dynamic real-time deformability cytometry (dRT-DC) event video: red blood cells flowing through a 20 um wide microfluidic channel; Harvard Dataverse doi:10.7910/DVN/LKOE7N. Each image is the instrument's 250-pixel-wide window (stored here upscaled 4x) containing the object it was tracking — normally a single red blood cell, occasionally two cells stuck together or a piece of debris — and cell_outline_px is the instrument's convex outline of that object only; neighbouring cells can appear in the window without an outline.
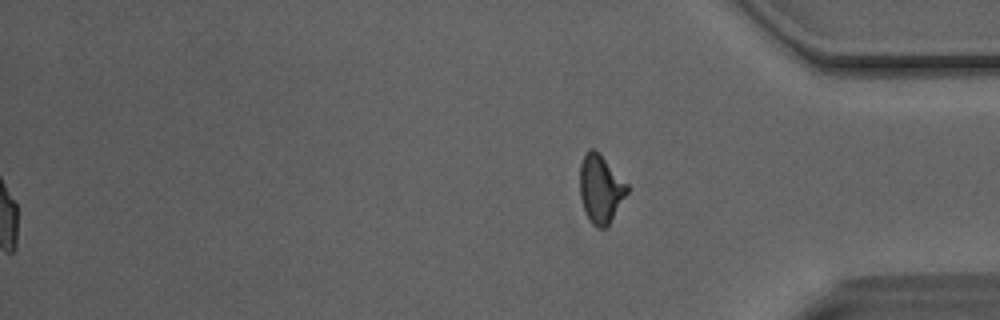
{"species": "Egyptian fruit bat (a non-hibernating species)", "species_latin": "Rousettus aegyptiacus", "temperature_condition": "room temperature", "stored_images_in_passage": 38, "segment_of_instrument_passage": [2, 2], "camera_frame_rate_fps": 3000, "um_per_image_px": 0.085, "animal": {"sex": "male"}, "frame": {"image": 1, "passage_image": 38, "time_ms": 12.333, "image_size_px": [1000, 320], "cell_outline_px": [[632, 188], [608, 224], [604, 228], [596, 228], [592, 224], [584, 208], [580, 196], [580, 164], [584, 156], [592, 148]], "centroid_in_image_um": [51.07, 16.1], "position_along_channel_um": 384.1, "area_um2": 18.32}}